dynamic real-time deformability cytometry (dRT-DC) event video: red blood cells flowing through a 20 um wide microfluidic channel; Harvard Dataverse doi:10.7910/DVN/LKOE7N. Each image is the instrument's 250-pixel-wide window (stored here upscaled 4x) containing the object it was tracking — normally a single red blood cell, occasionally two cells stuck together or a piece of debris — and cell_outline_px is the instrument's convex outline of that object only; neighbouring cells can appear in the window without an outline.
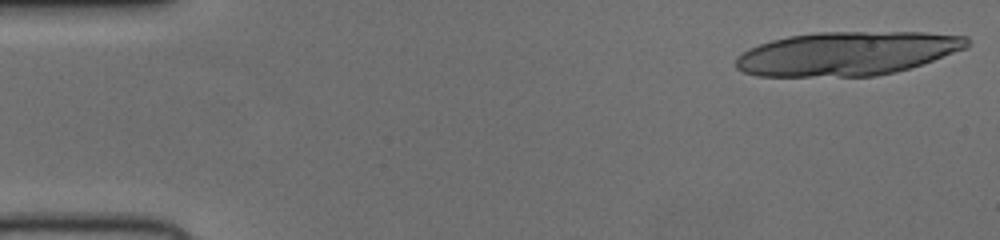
{"species": "human", "species_latin": "Homo sapiens", "temperature_condition": "cold", "stored_images_in_passage": 17, "camera_frame_rate_fps": 3000, "um_per_image_px": 0.085, "donor": {"sex": "female"}, "frame": {"image": 1, "passage_image": 1, "time_ms": 0.0, "image_size_px": [1000, 240], "cell_outline_px": [[968, 48], [896, 72], [876, 76], [756, 76], [744, 72], [736, 68], [736, 56], [748, 48], [772, 40], [788, 36], [816, 32], [924, 32], [968, 36]], "centroid_in_image_um": [71.99, 4.54], "position_along_channel_um": 13.0, "area_um2": 59.07}}